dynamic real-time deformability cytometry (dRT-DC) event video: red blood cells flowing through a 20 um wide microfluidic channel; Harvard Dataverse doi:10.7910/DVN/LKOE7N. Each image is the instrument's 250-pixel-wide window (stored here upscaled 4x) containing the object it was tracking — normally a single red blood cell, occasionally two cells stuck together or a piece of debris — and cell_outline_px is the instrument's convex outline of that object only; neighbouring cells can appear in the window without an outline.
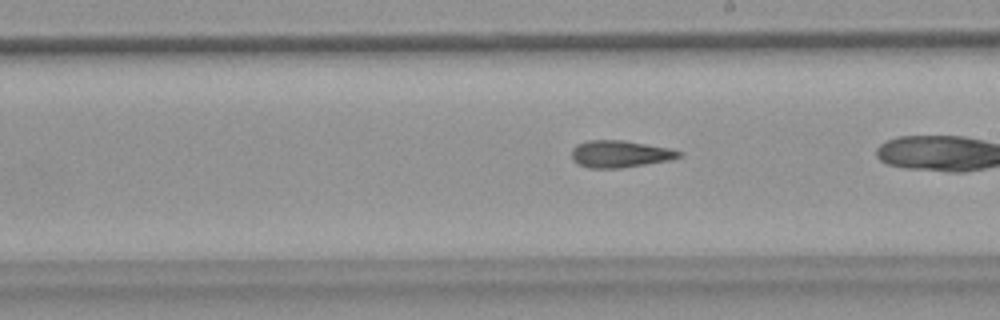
{"species": "common noctule bat (a hibernating species)", "species_latin": "Nyctalus noctula", "temperature_condition": "warm", "stored_images_in_passage": 15, "camera_frame_rate_fps": 3000, "um_per_image_px": 0.085, "animal": {"sex": "female", "body_mass_g": 18.4}, "frame": {"image": 1, "passage_image": 13, "time_ms": 4.0, "image_size_px": [1000, 320], "cell_outline_px": [[684, 156], [672, 160], [620, 168], [588, 168], [576, 164], [572, 160], [572, 148], [576, 144], [588, 140], [624, 140], [672, 148], [684, 152]], "centroid_in_image_um": [52.74, 13.08], "position_along_channel_um": 236.3, "area_um2": 17.34}}